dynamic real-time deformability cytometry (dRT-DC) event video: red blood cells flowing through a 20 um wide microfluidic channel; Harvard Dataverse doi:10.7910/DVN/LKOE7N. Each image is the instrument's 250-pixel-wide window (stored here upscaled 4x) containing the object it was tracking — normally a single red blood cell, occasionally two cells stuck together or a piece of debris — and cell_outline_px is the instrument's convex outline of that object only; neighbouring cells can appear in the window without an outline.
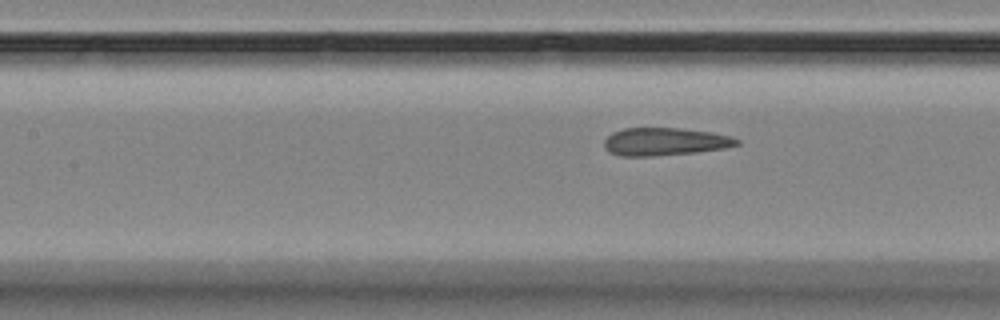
{"species": "Egyptian fruit bat (a non-hibernating species)", "species_latin": "Rousettus aegyptiacus", "temperature_condition": "room temperature", "stored_images_in_passage": 9, "camera_frame_rate_fps": 3000, "um_per_image_px": 0.085, "animal": {"sex": "female"}, "frame": {"image": 1, "passage_image": 6, "time_ms": 7.333, "image_size_px": [1000, 320], "cell_outline_px": [[740, 144], [724, 148], [696, 152], [652, 156], [620, 156], [608, 152], [604, 148], [604, 140], [612, 132], [624, 128], [680, 128], [712, 132], [732, 136], [740, 140]], "centroid_in_image_um": [56.5, 12.04], "position_along_channel_um": 150.9, "area_um2": 21.62}}
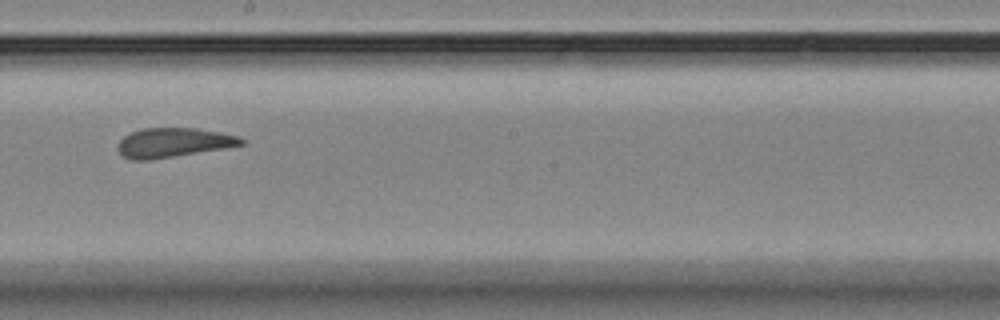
{"frame": {"image": 2, "passage_image": 8, "time_ms": 9.667, "image_size_px": [1000, 320], "cell_outline_px": [[248, 140], [244, 144], [224, 148], [152, 160], [132, 160], [124, 156], [116, 148], [120, 140], [124, 136], [132, 132], [144, 128], [196, 128], [240, 136]], "centroid_in_image_um": [14.76, 12.12], "position_along_channel_um": 233.4, "area_um2": 21.15}}
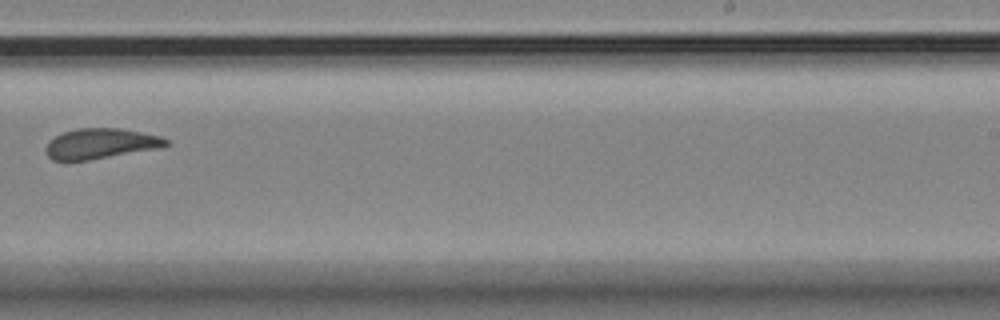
{"frame": {"image": 3, "passage_image": 9, "time_ms": 11.0, "image_size_px": [1000, 320], "cell_outline_px": [[172, 144], [164, 148], [88, 160], [52, 160], [48, 156], [48, 140], [64, 132], [76, 128], [120, 128], [160, 136], [168, 140]], "centroid_in_image_um": [8.64, 12.2], "position_along_channel_um": 280.4, "area_um2": 21.27}}